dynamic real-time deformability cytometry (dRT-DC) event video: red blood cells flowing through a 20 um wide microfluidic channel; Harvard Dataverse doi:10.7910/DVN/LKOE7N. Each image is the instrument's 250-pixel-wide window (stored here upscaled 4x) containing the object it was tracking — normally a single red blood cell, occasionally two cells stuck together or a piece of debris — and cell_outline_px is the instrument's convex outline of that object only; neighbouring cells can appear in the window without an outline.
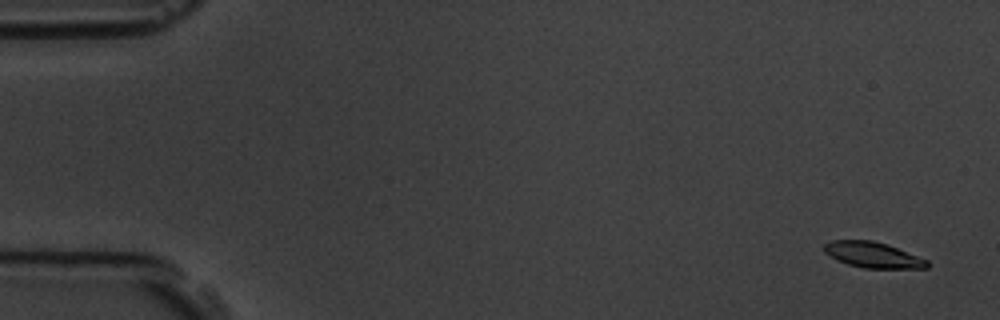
{"species": "common noctule bat (a hibernating species)", "species_latin": "Nyctalus noctula", "temperature_condition": "room temperature", "stored_images_in_passage": 4, "segment_of_instrument_passage": [2, 2], "camera_frame_rate_fps": 3000, "um_per_image_px": 0.085, "animal": {"sex": "male", "body_mass_g": 19.5, "forearm_length_mm": 54.6}, "frame": {"image": 1, "passage_image": 4, "time_ms": 3.667, "image_size_px": [1000, 320], "cell_outline_px": [[928, 268], [864, 268], [848, 264], [836, 260], [824, 252], [824, 244], [832, 240], [872, 240], [888, 244], [928, 260]], "centroid_in_image_um": [74.18, 21.66], "position_along_channel_um": 10.8, "area_um2": 15.43}}